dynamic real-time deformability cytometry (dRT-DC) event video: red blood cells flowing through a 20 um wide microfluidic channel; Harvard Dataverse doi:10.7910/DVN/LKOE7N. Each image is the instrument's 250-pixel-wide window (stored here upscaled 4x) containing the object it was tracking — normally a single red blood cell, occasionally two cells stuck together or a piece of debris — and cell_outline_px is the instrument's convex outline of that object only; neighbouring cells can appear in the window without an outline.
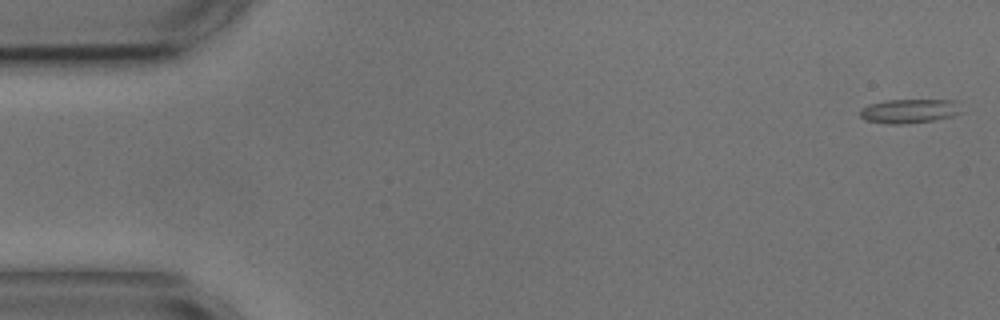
{"species": "common noctule bat (a hibernating species)", "species_latin": "Nyctalus noctula", "temperature_condition": "cold", "stored_images_in_passage": 5, "camera_frame_rate_fps": 3000, "um_per_image_px": 0.085, "animal": {"sex": "male", "body_mass_g": 17.9, "forearm_length_mm": 54.2}, "frame": {"image": 1, "passage_image": 1, "time_ms": 0.0, "image_size_px": [1000, 320], "cell_outline_px": [[964, 112], [956, 116], [932, 120], [900, 124], [888, 124], [864, 120], [860, 116], [860, 112], [868, 104], [888, 100], [960, 100]], "centroid_in_image_um": [77.4, 9.43], "position_along_channel_um": 7.6, "area_um2": 14.51}}
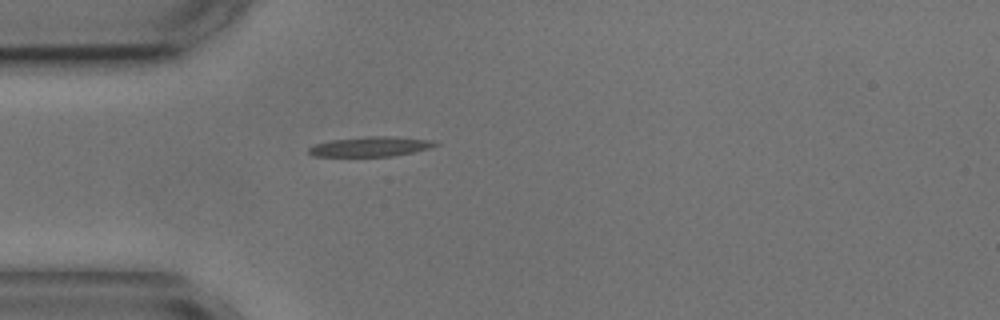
{"frame": {"image": 2, "passage_image": 5, "time_ms": 4.667, "image_size_px": [1000, 320], "cell_outline_px": [[440, 144], [428, 148], [412, 152], [392, 156], [312, 156], [308, 152], [308, 148], [316, 144], [332, 140], [368, 136], [388, 136], [432, 140]], "centroid_in_image_um": [31.48, 12.46], "position_along_channel_um": 53.5, "area_um2": 14.39}}